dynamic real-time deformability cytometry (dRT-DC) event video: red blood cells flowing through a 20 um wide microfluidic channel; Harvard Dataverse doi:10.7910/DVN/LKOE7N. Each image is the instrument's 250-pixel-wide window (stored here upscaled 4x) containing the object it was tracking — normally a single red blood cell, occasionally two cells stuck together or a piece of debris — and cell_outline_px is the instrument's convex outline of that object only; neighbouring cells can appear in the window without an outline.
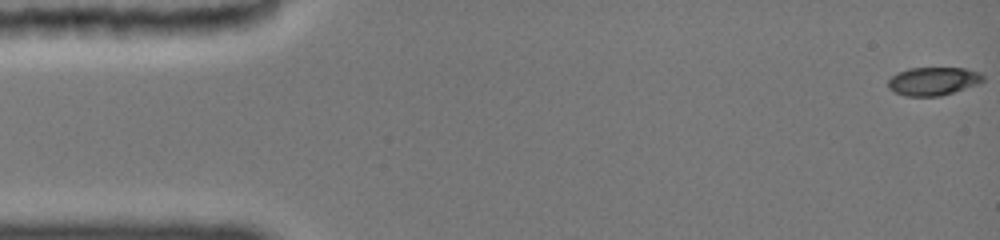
{"species": "common noctule bat (a hibernating species)", "species_latin": "Nyctalus noctula", "temperature_condition": "cold", "stored_images_in_passage": 48, "camera_frame_rate_fps": 3000, "um_per_image_px": 0.085, "animal": {"sex": "female", "body_mass_g": 19.0, "forearm_length_mm": 51.5}, "frame": {"image": 1, "passage_image": 1, "time_ms": 0.0, "image_size_px": [1000, 240], "cell_outline_px": [[984, 80], [980, 84], [940, 96], [904, 96], [892, 92], [888, 88], [888, 80], [896, 72], [908, 68], [964, 68], [980, 72], [984, 76]], "centroid_in_image_um": [79.31, 6.9], "position_along_channel_um": 5.7, "area_um2": 15.9}}
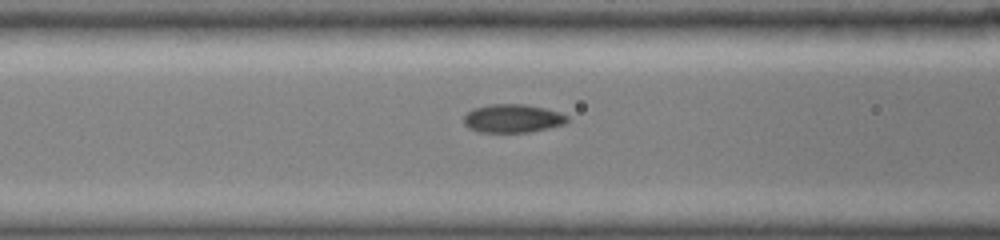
{"frame": {"image": 2, "passage_image": 19, "time_ms": 6.333, "image_size_px": [1000, 240], "cell_outline_px": [[568, 120], [564, 124], [524, 132], [480, 132], [464, 124], [464, 116], [472, 108], [488, 104], [524, 104], [544, 108], [568, 116]], "centroid_in_image_um": [43.53, 10.05], "position_along_channel_um": 123.1, "area_um2": 16.76}}
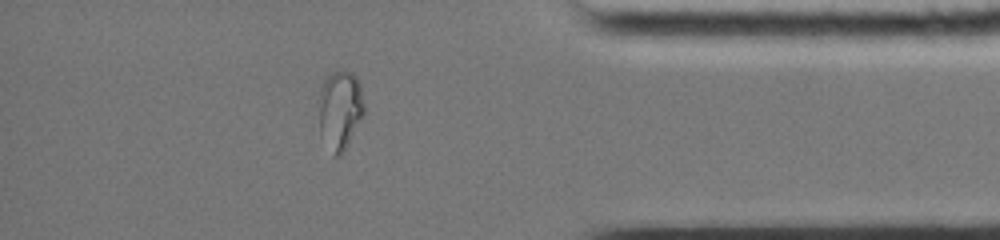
{"frame": {"image": 3, "passage_image": 42, "time_ms": 14.0, "image_size_px": [1000, 240], "cell_outline_px": [[364, 116], [348, 144], [340, 156], [332, 156], [320, 136], [316, 100], [320, 88], [324, 80], [336, 68], [352, 72], [356, 76], [360, 84], [364, 104]], "centroid_in_image_um": [28.85, 9.33], "position_along_channel_um": 406.3, "area_um2": 21.96}}